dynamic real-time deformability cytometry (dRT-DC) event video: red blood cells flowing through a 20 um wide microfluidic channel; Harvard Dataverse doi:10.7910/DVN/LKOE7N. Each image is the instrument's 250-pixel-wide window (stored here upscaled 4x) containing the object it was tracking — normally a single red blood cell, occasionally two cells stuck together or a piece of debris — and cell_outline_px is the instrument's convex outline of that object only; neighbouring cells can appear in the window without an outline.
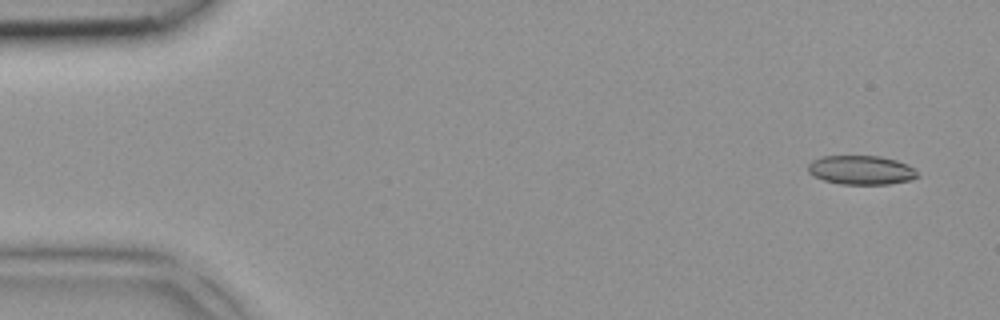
{"species": "common noctule bat (a hibernating species)", "species_latin": "Nyctalus noctula", "temperature_condition": "room temperature", "stored_images_in_passage": 5, "camera_frame_rate_fps": 3000, "um_per_image_px": 0.085, "animal": {"sex": "female", "body_mass_g": 18.4}, "frame": {"image": 1, "passage_image": 1, "time_ms": 0.0, "image_size_px": [1000, 320], "cell_outline_px": [[920, 176], [912, 180], [888, 184], [840, 184], [824, 180], [808, 172], [808, 164], [812, 160], [820, 156], [880, 156], [896, 160], [908, 164]], "centroid_in_image_um": [73.2, 14.45], "position_along_channel_um": 11.8, "area_um2": 18.55}}
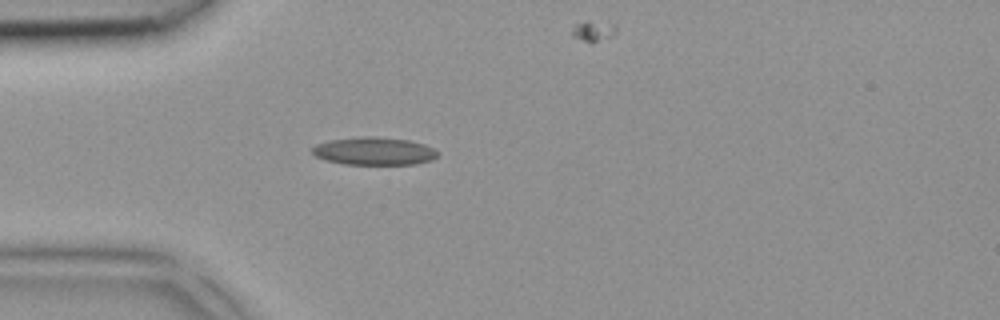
{"frame": {"image": 2, "passage_image": 4, "time_ms": 1.0, "image_size_px": [1000, 320], "cell_outline_px": [[440, 152], [432, 160], [416, 164], [344, 164], [328, 160], [316, 156], [312, 152], [312, 148], [316, 144], [328, 140], [360, 136], [376, 136], [408, 140], [424, 144], [436, 148]], "centroid_in_image_um": [31.83, 12.83], "position_along_channel_um": 53.2, "area_um2": 20.46}}